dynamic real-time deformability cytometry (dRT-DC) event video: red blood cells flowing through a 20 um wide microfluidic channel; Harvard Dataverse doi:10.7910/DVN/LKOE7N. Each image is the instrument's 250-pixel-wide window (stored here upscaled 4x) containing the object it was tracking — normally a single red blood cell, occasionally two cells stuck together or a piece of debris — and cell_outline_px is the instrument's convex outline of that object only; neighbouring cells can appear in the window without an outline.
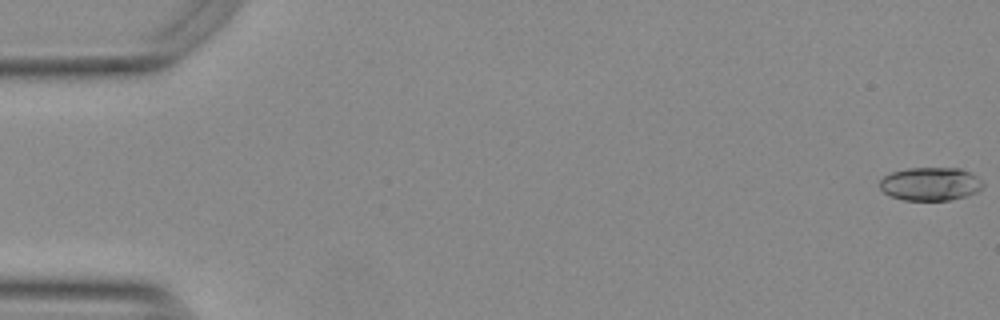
{"species": "Egyptian fruit bat (a non-hibernating species)", "species_latin": "Rousettus aegyptiacus", "temperature_condition": "warm", "stored_images_in_passage": 9, "camera_frame_rate_fps": 3000, "um_per_image_px": 0.085, "animal": {"sex": "female"}, "frame": {"image": 1, "passage_image": 1, "time_ms": 0.0, "image_size_px": [1000, 320], "cell_outline_px": [[984, 188], [976, 192], [964, 196], [948, 200], [904, 200], [892, 196], [884, 192], [880, 188], [880, 180], [884, 176], [892, 172], [908, 168], [960, 168], [976, 176], [984, 184]], "centroid_in_image_um": [79.08, 15.63], "position_along_channel_um": 5.9, "area_um2": 19.88}}